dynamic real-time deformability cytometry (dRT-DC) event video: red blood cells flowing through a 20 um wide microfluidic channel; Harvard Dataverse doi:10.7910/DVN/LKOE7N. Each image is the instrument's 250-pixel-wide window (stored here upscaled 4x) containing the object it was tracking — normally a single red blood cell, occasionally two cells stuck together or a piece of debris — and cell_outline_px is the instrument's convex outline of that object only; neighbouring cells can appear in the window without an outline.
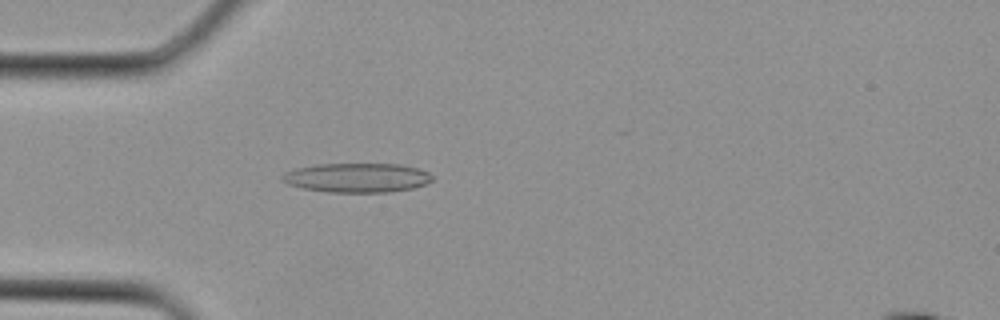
{"species": "Egyptian fruit bat (a non-hibernating species)", "species_latin": "Rousettus aegyptiacus", "temperature_condition": "cold", "stored_images_in_passage": 4, "camera_frame_rate_fps": 3000, "um_per_image_px": 0.085, "animal": {"sex": "female"}, "frame": {"image": 1, "passage_image": 3, "time_ms": 0.667, "image_size_px": [1000, 320], "cell_outline_px": [[432, 180], [424, 184], [412, 188], [388, 192], [328, 192], [304, 188], [288, 184], [280, 180], [280, 176], [284, 172], [296, 168], [316, 164], [400, 164], [416, 168], [428, 172], [432, 176]], "centroid_in_image_um": [30.3, 15.1], "position_along_channel_um": 54.7, "area_um2": 25.55}}